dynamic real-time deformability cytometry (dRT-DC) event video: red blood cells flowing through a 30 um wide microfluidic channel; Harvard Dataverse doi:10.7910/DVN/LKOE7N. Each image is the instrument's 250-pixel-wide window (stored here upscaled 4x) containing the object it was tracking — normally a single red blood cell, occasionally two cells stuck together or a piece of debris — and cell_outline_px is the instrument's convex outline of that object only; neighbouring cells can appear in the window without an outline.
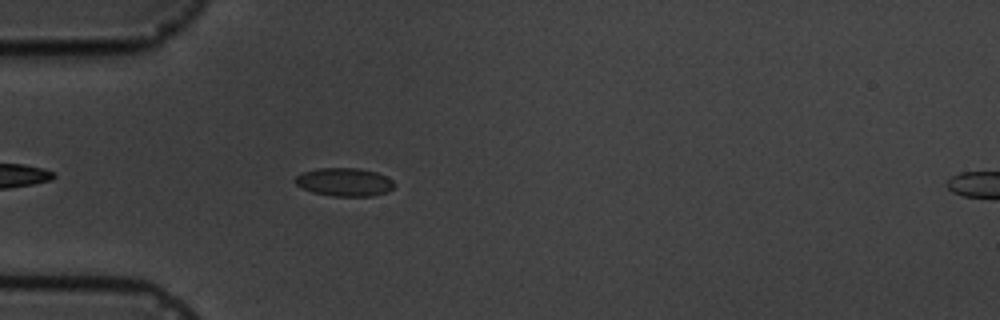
{"species": "common noctule bat (a hibernating species)", "species_latin": "Nyctalus noctula", "temperature_condition": "cold", "stored_images_in_passage": 6, "segment_of_instrument_passage": [1, 2], "camera_frame_rate_fps": 3000, "um_per_image_px": 0.085, "animal": {"sex": "male", "body_mass_g": 19.5, "forearm_length_mm": 54.6}, "frame": {"image": 1, "passage_image": 5, "time_ms": 5.333, "image_size_px": [1000, 320], "cell_outline_px": [[396, 184], [388, 192], [372, 196], [332, 196], [312, 192], [296, 184], [292, 180], [296, 176], [304, 172], [316, 168], [360, 168], [376, 172], [392, 180]], "centroid_in_image_um": [29.27, 15.47], "position_along_channel_um": 55.7, "area_um2": 16.36}}